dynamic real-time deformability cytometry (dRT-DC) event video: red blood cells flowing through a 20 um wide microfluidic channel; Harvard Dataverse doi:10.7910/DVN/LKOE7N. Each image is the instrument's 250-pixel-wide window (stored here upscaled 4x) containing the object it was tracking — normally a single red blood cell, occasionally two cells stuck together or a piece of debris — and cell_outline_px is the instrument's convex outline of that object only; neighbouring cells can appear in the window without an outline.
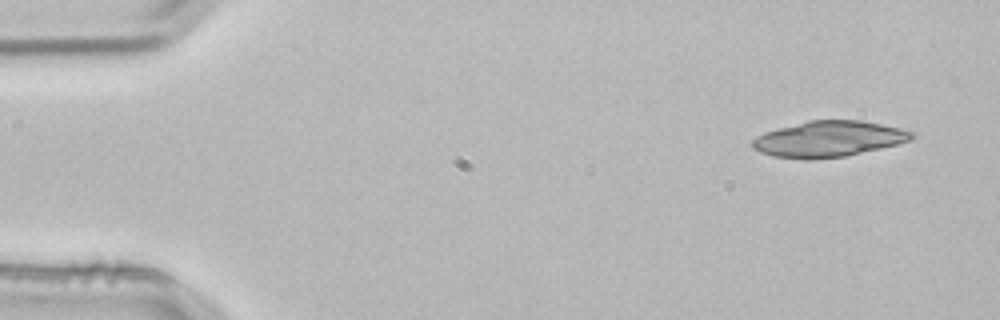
{"species": "common noctule bat (a hibernating species)", "species_latin": "Nyctalus noctula", "temperature_condition": "room temperature", "stored_images_in_passage": 3, "camera_frame_rate_fps": 3000, "um_per_image_px": 0.085, "animal": {"sex": "male", "body_mass_g": 21.5, "forearm_length_mm": 52.0}, "frame": {"image": 1, "passage_image": 1, "time_ms": 0.0, "image_size_px": [1000, 320], "cell_outline_px": [[916, 136], [912, 140], [880, 148], [844, 156], [808, 160], [804, 160], [772, 156], [760, 152], [752, 148], [752, 140], [756, 136], [764, 132], [808, 120], [860, 120], [900, 128], [916, 132]], "centroid_in_image_um": [70.42, 11.81], "position_along_channel_um": 14.6, "area_um2": 33.35}}
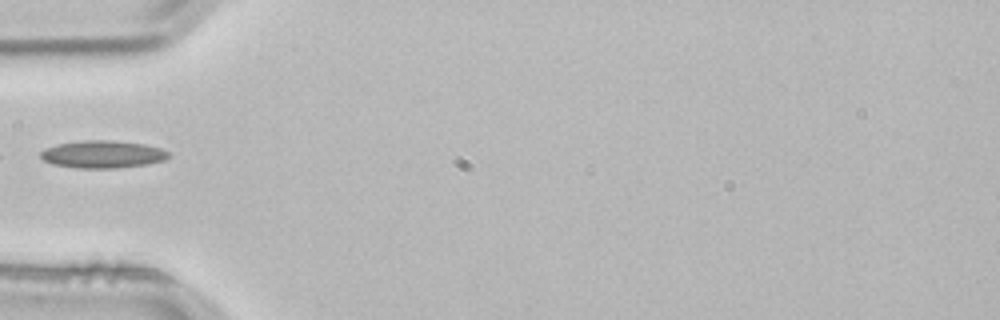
{"frame": {"image": 2, "passage_image": 3, "time_ms": 0.667, "image_size_px": [1000, 320], "cell_outline_px": [[172, 156], [164, 160], [148, 164], [116, 168], [76, 168], [52, 164], [44, 160], [40, 156], [40, 152], [44, 148], [56, 144], [80, 140], [112, 140], [144, 144], [160, 148], [168, 152]], "centroid_in_image_um": [8.71, 13.11], "position_along_channel_um": 76.3, "area_um2": 20.69}}